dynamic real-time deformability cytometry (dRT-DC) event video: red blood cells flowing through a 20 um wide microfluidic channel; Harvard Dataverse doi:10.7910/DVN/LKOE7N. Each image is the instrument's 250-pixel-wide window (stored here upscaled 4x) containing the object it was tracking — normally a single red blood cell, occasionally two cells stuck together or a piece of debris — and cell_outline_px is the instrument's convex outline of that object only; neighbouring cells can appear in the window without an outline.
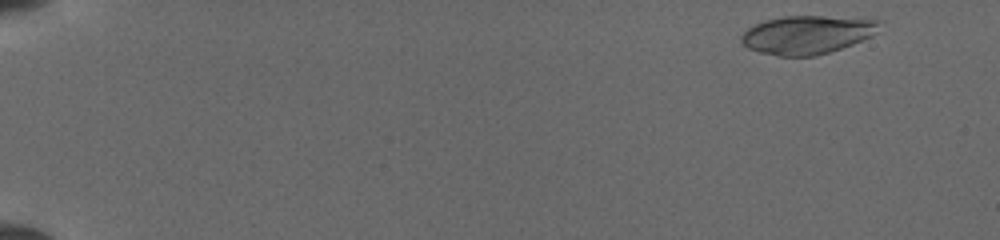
{"species": "common noctule bat (a hibernating species)", "species_latin": "Nyctalus noctula", "temperature_condition": "cold", "stored_images_in_passage": 49, "camera_frame_rate_fps": 3000, "um_per_image_px": 0.085, "animal": {"sex": "female", "body_mass_g": 19.5, "forearm_length_mm": 54.1}, "frame": {"image": 1, "passage_image": 3, "time_ms": 0.667, "image_size_px": [1000, 240], "cell_outline_px": [[884, 20], [872, 36], [852, 44], [816, 56], [780, 56], [760, 52], [748, 48], [740, 40], [740, 36], [748, 28], [764, 20], [784, 16], [824, 16]], "centroid_in_image_um": [68.61, 2.94], "position_along_channel_um": 16.4, "area_um2": 30.81}}
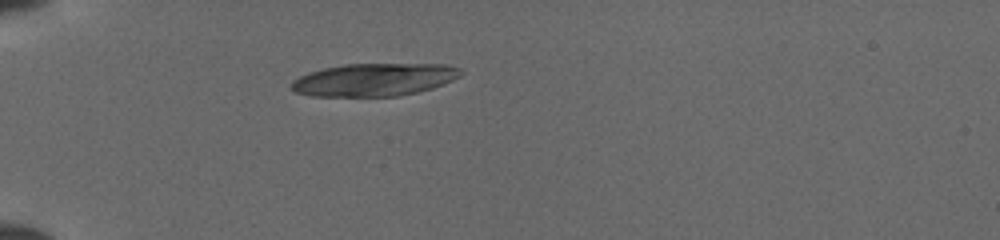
{"frame": {"image": 2, "passage_image": 15, "time_ms": 4.667, "image_size_px": [1000, 240], "cell_outline_px": [[464, 72], [460, 76], [444, 84], [432, 88], [400, 96], [308, 96], [296, 92], [288, 88], [292, 80], [308, 72], [324, 68], [344, 64], [448, 64], [460, 68]], "centroid_in_image_um": [31.78, 6.77], "position_along_channel_um": 53.2, "area_um2": 32.6}}